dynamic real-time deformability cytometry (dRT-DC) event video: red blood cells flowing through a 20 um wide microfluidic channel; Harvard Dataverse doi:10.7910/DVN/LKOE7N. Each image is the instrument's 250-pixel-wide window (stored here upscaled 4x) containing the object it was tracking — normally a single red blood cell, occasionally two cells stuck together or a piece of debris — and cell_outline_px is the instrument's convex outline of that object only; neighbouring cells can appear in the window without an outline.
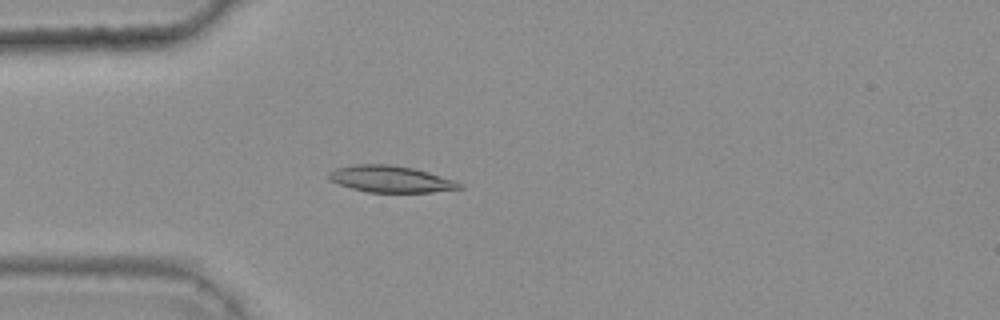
{"species": "common noctule bat (a hibernating species)", "species_latin": "Nyctalus noctula", "temperature_condition": "warm", "stored_images_in_passage": 43, "camera_frame_rate_fps": 3000, "um_per_image_px": 0.085, "animal": {"sex": "female", "body_mass_g": 25.1}, "frame": {"image": 1, "passage_image": 12, "time_ms": 3.667, "image_size_px": [1000, 320], "cell_outline_px": [[464, 188], [432, 192], [368, 192], [352, 188], [340, 184], [332, 180], [328, 176], [328, 172], [336, 168], [356, 164], [392, 164], [412, 168], [428, 172], [456, 180], [464, 184]], "centroid_in_image_um": [33.26, 15.22], "position_along_channel_um": 51.7, "area_um2": 20.23}}
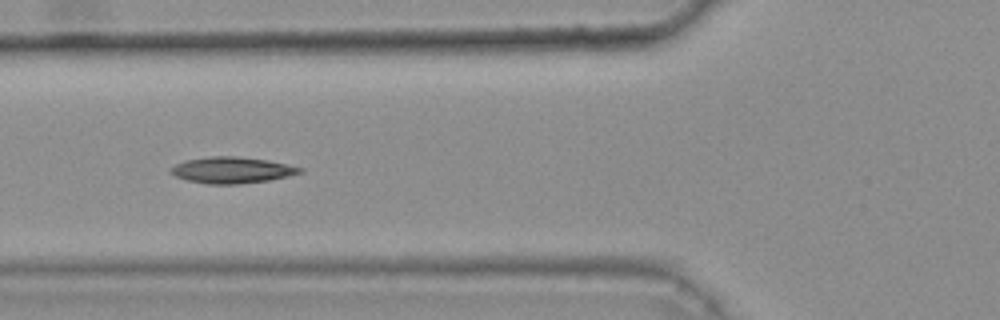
{"frame": {"image": 2, "passage_image": 17, "time_ms": 5.333, "image_size_px": [1000, 320], "cell_outline_px": [[304, 172], [288, 176], [268, 180], [240, 184], [208, 184], [188, 180], [176, 176], [168, 172], [176, 164], [184, 160], [212, 156], [236, 156], [268, 160], [304, 168]], "centroid_in_image_um": [19.73, 14.45], "position_along_channel_um": 106.1, "area_um2": 19.71}}
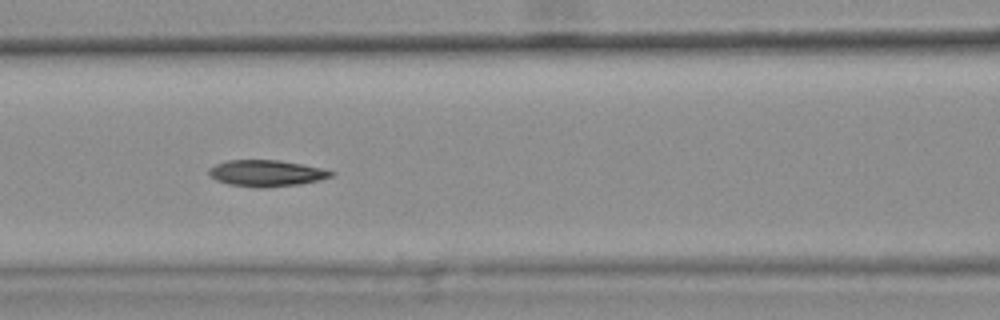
{"frame": {"image": 3, "passage_image": 20, "time_ms": 6.333, "image_size_px": [1000, 320], "cell_outline_px": [[336, 172], [332, 176], [320, 180], [300, 184], [264, 188], [256, 188], [228, 184], [216, 180], [208, 172], [208, 168], [216, 164], [228, 160], [280, 160], [324, 168]], "centroid_in_image_um": [22.67, 14.72], "position_along_channel_um": 143.9, "area_um2": 18.96}, "authors_computed_cell_mechanics": {"area_um2": 19.074, "velocity_mm_per_s": 3.7783, "shape_relaxation_time_tau1_ms": 8.5989, "shape_relaxation_time_tau2_ms": 4.4291, "deformation_change_tau1": 0.1985, "deformation_change_tau2": 0.0926}}